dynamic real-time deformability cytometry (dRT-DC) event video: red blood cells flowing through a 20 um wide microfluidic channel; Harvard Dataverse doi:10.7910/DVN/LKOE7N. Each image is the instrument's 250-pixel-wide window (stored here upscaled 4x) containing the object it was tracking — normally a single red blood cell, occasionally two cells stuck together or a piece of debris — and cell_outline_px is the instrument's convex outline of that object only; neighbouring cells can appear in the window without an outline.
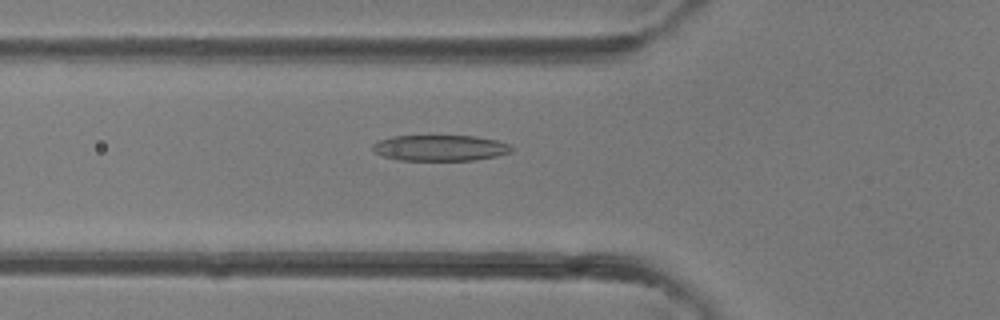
{"species": "common noctule bat (a hibernating species)", "species_latin": "Nyctalus noctula", "temperature_condition": "room temperature", "stored_images_in_passage": 40, "camera_frame_rate_fps": 3000, "um_per_image_px": 0.085, "animal": {"sex": "female"}, "frame": {"image": 1, "passage_image": 14, "time_ms": 4.333, "image_size_px": [1000, 320], "cell_outline_px": [[512, 152], [496, 156], [472, 160], [400, 160], [384, 156], [372, 152], [372, 144], [376, 140], [392, 136], [476, 136], [496, 140], [508, 144], [512, 148]], "centroid_in_image_um": [37.36, 12.57], "position_along_channel_um": 88.4, "area_um2": 20.98}}
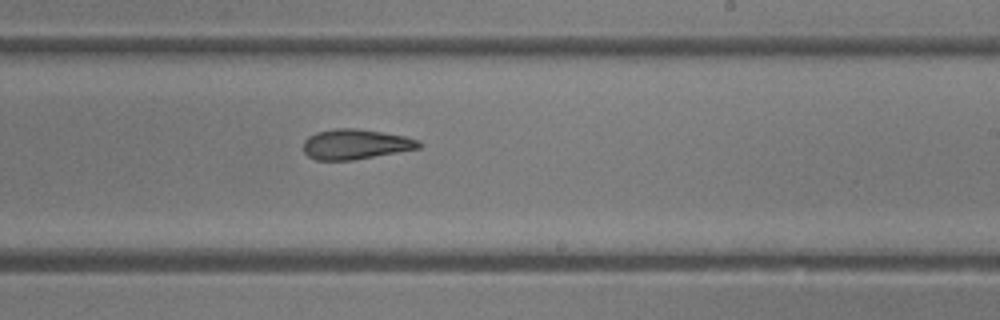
{"frame": {"image": 2, "passage_image": 24, "time_ms": 7.667, "image_size_px": [1000, 320], "cell_outline_px": [[420, 148], [352, 160], [316, 160], [308, 156], [304, 152], [304, 140], [308, 136], [316, 132], [336, 128], [356, 128], [404, 136], [420, 140]], "centroid_in_image_um": [30.19, 12.26], "position_along_channel_um": 258.8, "area_um2": 20.11}}
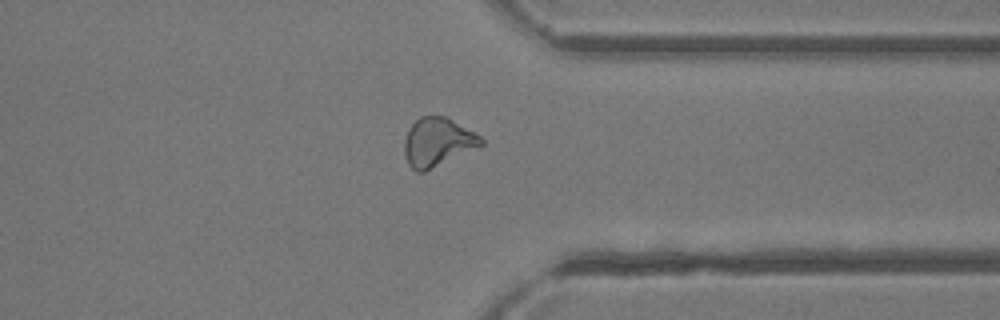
{"frame": {"image": 3, "passage_image": 31, "time_ms": 10.0, "image_size_px": [1000, 320], "cell_outline_px": [[484, 144], [424, 172], [416, 172], [408, 164], [404, 152], [404, 140], [408, 128], [420, 116], [444, 116], [452, 120], [480, 136], [484, 140]], "centroid_in_image_um": [37.16, 12.08], "position_along_channel_um": 374.2, "area_um2": 21.44}}